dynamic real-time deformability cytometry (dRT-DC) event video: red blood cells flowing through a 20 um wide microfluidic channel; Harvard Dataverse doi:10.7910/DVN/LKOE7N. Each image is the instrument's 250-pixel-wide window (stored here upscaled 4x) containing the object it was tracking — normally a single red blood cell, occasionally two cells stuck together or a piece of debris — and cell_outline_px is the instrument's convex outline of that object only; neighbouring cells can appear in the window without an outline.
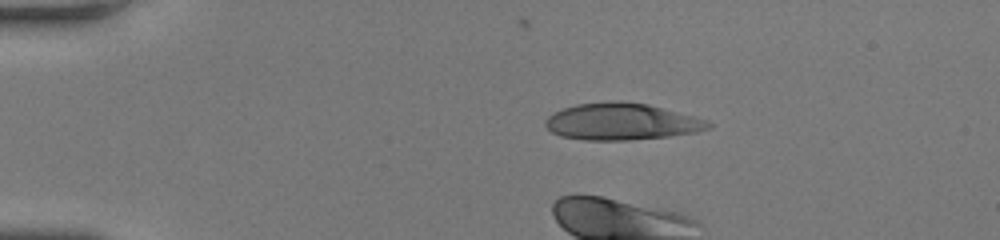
{"species": "human", "species_latin": "Homo sapiens", "temperature_condition": "room temperature", "stored_images_in_passage": 35, "camera_frame_rate_fps": 3000, "um_per_image_px": 0.085, "donor": {"sex": "female"}, "frame": {"image": 1, "passage_image": 1, "time_ms": 0.0, "image_size_px": [1000, 240], "cell_outline_px": [[712, 128], [696, 132], [668, 136], [628, 140], [584, 140], [560, 136], [552, 132], [544, 124], [544, 120], [548, 116], [564, 108], [576, 104], [612, 100], [620, 100], [648, 104], [708, 120], [712, 124]], "centroid_in_image_um": [52.83, 10.33], "position_along_channel_um": 32.2, "area_um2": 35.03}}